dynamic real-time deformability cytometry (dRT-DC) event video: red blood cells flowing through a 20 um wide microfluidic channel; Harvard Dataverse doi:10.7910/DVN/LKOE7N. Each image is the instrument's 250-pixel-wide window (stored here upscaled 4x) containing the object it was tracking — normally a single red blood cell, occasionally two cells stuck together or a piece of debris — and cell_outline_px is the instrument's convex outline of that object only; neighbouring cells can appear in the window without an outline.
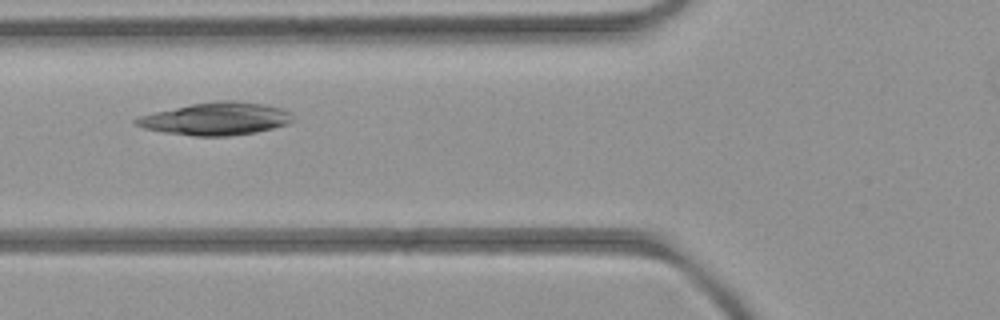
{"species": "common noctule bat (a hibernating species)", "species_latin": "Nyctalus noctula", "temperature_condition": "room temperature", "stored_images_in_passage": 4, "camera_frame_rate_fps": 3000, "um_per_image_px": 0.085, "animal": {"sex": "female", "body_mass_g": 21.9}, "frame": {"image": 1, "passage_image": 4, "time_ms": 3.333, "image_size_px": [1000, 320], "cell_outline_px": [[292, 120], [288, 124], [256, 132], [228, 136], [196, 136], [164, 132], [144, 128], [136, 124], [132, 120], [140, 116], [156, 112], [192, 104], [216, 100], [232, 100], [264, 104], [280, 108], [288, 112], [292, 116]], "centroid_in_image_um": [18.36, 10.09], "position_along_channel_um": 107.4, "area_um2": 29.42}}